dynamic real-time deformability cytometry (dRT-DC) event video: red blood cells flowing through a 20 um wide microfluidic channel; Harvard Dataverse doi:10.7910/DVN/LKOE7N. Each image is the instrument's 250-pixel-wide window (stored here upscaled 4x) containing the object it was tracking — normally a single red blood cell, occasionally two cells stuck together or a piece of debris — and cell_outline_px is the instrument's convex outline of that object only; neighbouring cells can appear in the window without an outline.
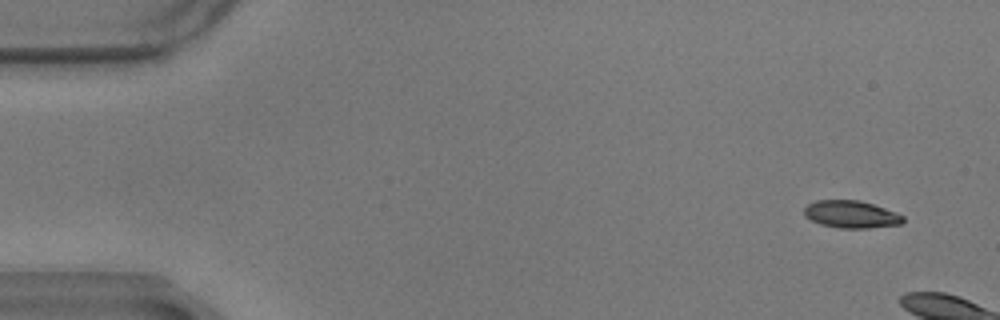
{"species": "common noctule bat (a hibernating species)", "species_latin": "Nyctalus noctula", "temperature_condition": "warm", "stored_images_in_passage": 6, "camera_frame_rate_fps": 3000, "um_per_image_px": 0.085, "animal": {"sex": "male", "body_mass_g": 17.9}, "frame": {"image": 1, "passage_image": 1, "time_ms": 0.0, "image_size_px": [1000, 320], "cell_outline_px": [[904, 220], [900, 224], [868, 228], [840, 228], [820, 224], [804, 216], [804, 208], [808, 204], [816, 200], [860, 200], [896, 212], [904, 216]], "centroid_in_image_um": [72.33, 18.21], "position_along_channel_um": 12.7, "area_um2": 15.72}}